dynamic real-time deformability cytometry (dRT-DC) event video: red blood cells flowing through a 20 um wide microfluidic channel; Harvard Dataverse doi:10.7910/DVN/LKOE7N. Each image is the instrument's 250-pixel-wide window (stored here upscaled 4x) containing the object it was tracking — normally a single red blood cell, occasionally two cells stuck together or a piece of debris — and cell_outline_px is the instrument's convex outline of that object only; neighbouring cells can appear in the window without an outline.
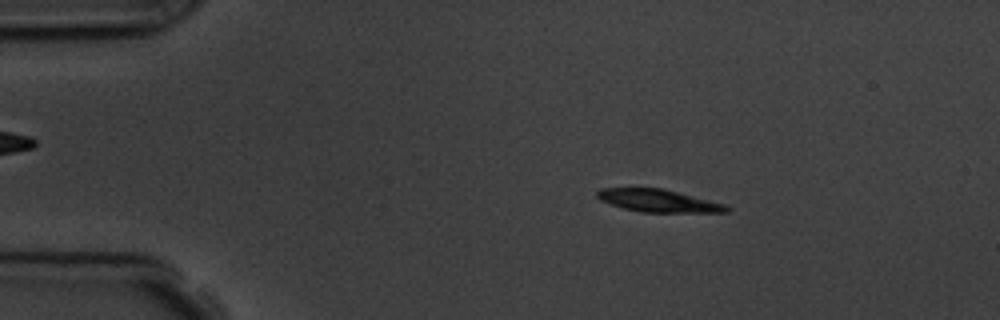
{"species": "common noctule bat (a hibernating species)", "species_latin": "Nyctalus noctula", "temperature_condition": "room temperature", "stored_images_in_passage": 5, "camera_frame_rate_fps": 3000, "um_per_image_px": 0.085, "animal": {"sex": "male", "body_mass_g": 19.5, "forearm_length_mm": 54.6}, "frame": {"image": 1, "passage_image": 2, "time_ms": 1.333, "image_size_px": [1000, 320], "cell_outline_px": [[732, 208], [728, 212], [640, 212], [624, 208], [600, 200], [596, 196], [596, 192], [600, 188], [664, 188], [724, 204]], "centroid_in_image_um": [55.96, 17.06], "position_along_channel_um": 29.0, "area_um2": 16.94}}
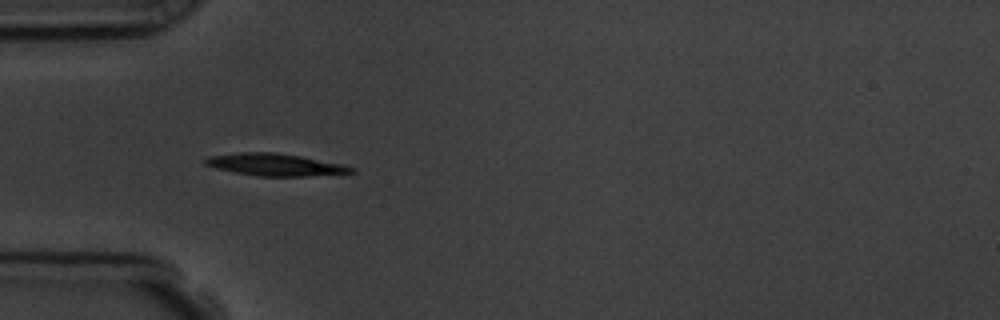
{"frame": {"image": 2, "passage_image": 4, "time_ms": 3.667, "image_size_px": [1000, 320], "cell_outline_px": [[356, 172], [308, 176], [256, 176], [216, 168], [204, 164], [204, 160], [208, 156], [244, 152], [276, 152], [300, 156], [340, 164], [356, 168]], "centroid_in_image_um": [23.38, 14.0], "position_along_channel_um": 61.6, "area_um2": 18.67}}